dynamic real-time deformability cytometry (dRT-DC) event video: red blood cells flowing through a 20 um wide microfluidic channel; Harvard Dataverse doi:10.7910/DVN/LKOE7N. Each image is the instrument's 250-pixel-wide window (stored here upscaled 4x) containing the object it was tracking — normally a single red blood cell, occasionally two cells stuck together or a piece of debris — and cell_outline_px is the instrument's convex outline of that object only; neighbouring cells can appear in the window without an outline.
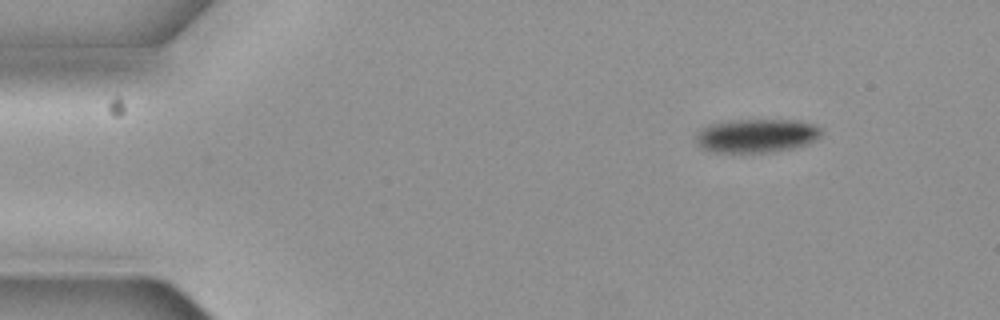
{"species": "common noctule bat (a hibernating species)", "species_latin": "Nyctalus noctula", "temperature_condition": "cold", "stored_images_in_passage": 4, "camera_frame_rate_fps": 3000, "um_per_image_px": 0.085, "animal": {"sex": "female", "body_mass_g": 19.3, "forearm_length_mm": 54.1}, "frame": {"image": 1, "passage_image": 1, "time_ms": 0.0, "image_size_px": [1000, 320], "cell_outline_px": [[820, 136], [816, 140], [808, 144], [792, 148], [772, 152], [716, 152], [700, 148], [696, 140], [696, 136], [704, 128], [712, 124], [740, 120], [792, 120], [812, 124], [820, 128]], "centroid_in_image_um": [64.33, 11.55], "position_along_channel_um": 20.7, "area_um2": 24.16}}
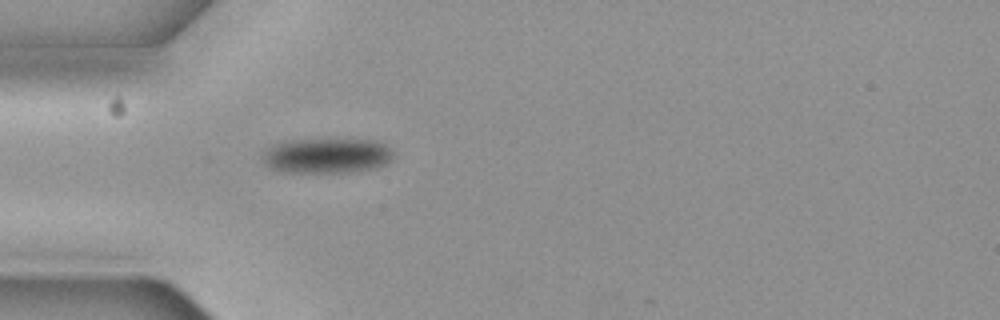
{"frame": {"image": 2, "passage_image": 4, "time_ms": 1.0, "image_size_px": [1000, 320], "cell_outline_px": [[392, 160], [376, 168], [348, 172], [284, 172], [272, 168], [264, 164], [264, 148], [280, 140], [376, 140], [384, 144], [392, 152]], "centroid_in_image_um": [27.73, 13.23], "position_along_channel_um": 57.3, "area_um2": 26.7}}